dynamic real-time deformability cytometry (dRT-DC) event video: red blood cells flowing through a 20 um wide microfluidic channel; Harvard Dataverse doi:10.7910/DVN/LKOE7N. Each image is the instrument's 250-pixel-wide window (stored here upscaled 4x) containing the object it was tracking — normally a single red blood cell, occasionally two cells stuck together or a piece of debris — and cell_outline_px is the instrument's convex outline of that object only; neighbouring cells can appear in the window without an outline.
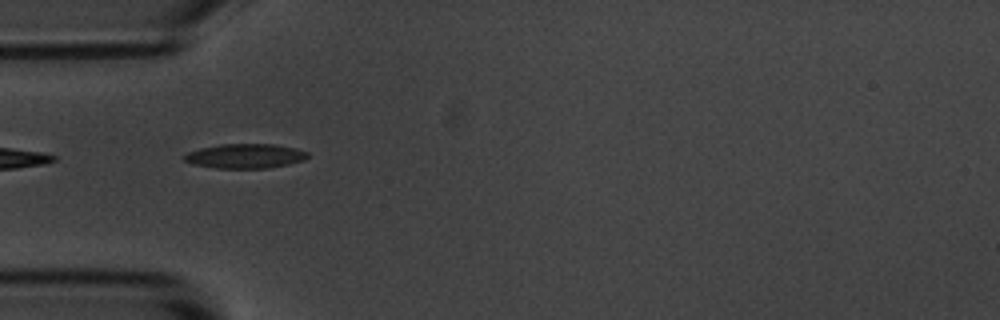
{"species": "common noctule bat (a hibernating species)", "species_latin": "Nyctalus noctula", "temperature_condition": "room temperature", "stored_images_in_passage": 2, "camera_frame_rate_fps": 3000, "um_per_image_px": 0.085, "animal": {"sex": "male", "body_mass_g": 20.1, "forearm_length_mm": 53.5}, "frame": {"image": 1, "passage_image": 1, "time_ms": 0.0, "image_size_px": [1000, 320], "cell_outline_px": [[308, 156], [304, 160], [288, 164], [268, 168], [216, 168], [192, 164], [184, 160], [180, 156], [188, 152], [200, 148], [220, 144], [272, 144], [296, 148], [308, 152]], "centroid_in_image_um": [20.81, 13.26], "position_along_channel_um": 64.2, "area_um2": 17.69}}